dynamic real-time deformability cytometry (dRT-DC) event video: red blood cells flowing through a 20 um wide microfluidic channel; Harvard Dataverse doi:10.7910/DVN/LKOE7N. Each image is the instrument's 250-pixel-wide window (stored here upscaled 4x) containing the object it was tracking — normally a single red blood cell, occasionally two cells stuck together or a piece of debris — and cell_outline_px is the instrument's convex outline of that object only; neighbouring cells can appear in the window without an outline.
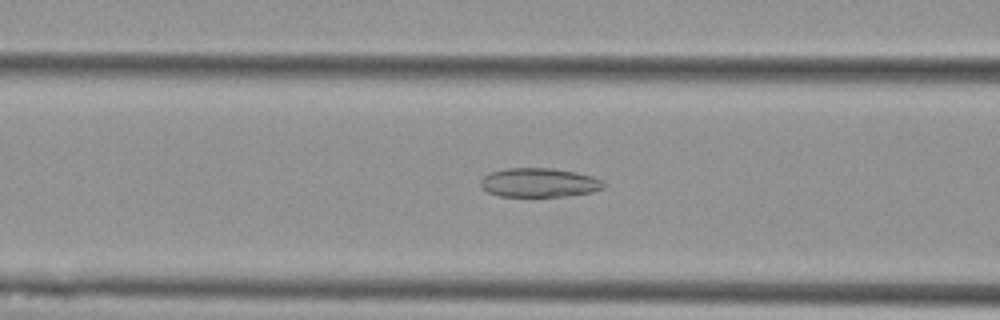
{"species": "Egyptian fruit bat (a non-hibernating species)", "species_latin": "Rousettus aegyptiacus", "temperature_condition": "cold", "stored_images_in_passage": 57, "camera_frame_rate_fps": 3000, "um_per_image_px": 0.085, "animal": {"sex": "female"}, "frame": {"image": 1, "passage_image": 23, "time_ms": 7.333, "image_size_px": [1000, 320], "cell_outline_px": [[604, 188], [592, 192], [564, 196], [500, 196], [488, 192], [480, 184], [480, 180], [488, 172], [504, 168], [552, 168], [576, 172], [592, 176], [600, 180], [604, 184]], "centroid_in_image_um": [45.8, 15.51], "position_along_channel_um": 120.8, "area_um2": 20.81}}
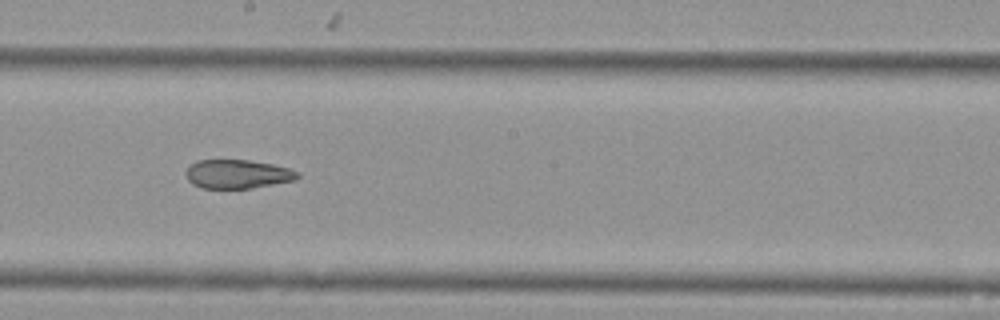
{"frame": {"image": 2, "passage_image": 32, "time_ms": 10.333, "image_size_px": [1000, 320], "cell_outline_px": [[300, 176], [296, 180], [252, 188], [200, 188], [192, 184], [188, 180], [188, 168], [196, 160], [248, 160], [272, 164], [288, 168], [300, 172]], "centroid_in_image_um": [20.23, 14.8], "position_along_channel_um": 228.0, "area_um2": 18.67}}
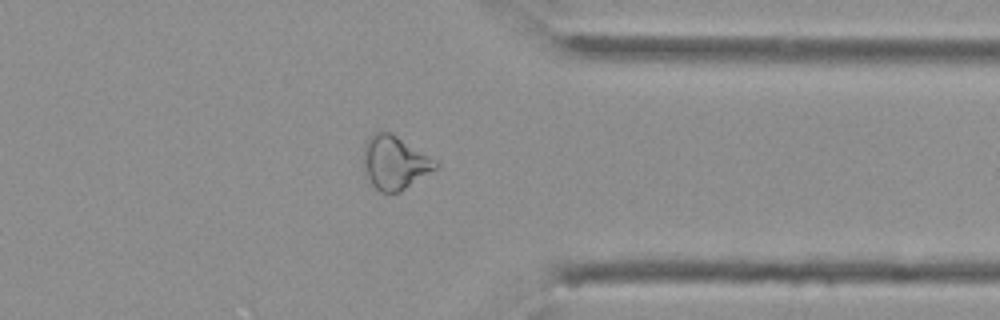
{"frame": {"image": 3, "passage_image": 45, "time_ms": 14.667, "image_size_px": [1000, 320], "cell_outline_px": [[440, 164], [436, 168], [400, 192], [380, 192], [372, 184], [360, 164], [364, 144], [376, 132], [388, 132], [396, 136], [436, 160]], "centroid_in_image_um": [33.5, 13.84], "position_along_channel_um": 377.9, "area_um2": 22.25}, "authors_computed_cell_mechanics": {"area_um2": 24.5072, "velocity_mm_per_s": 3.5853, "shape_relaxation_time_tau1_ms": null, "shape_relaxation_time_tau2_ms": 4.4287, "deformation_change_tau1": null, "deformation_change_tau2": 0.1148}}